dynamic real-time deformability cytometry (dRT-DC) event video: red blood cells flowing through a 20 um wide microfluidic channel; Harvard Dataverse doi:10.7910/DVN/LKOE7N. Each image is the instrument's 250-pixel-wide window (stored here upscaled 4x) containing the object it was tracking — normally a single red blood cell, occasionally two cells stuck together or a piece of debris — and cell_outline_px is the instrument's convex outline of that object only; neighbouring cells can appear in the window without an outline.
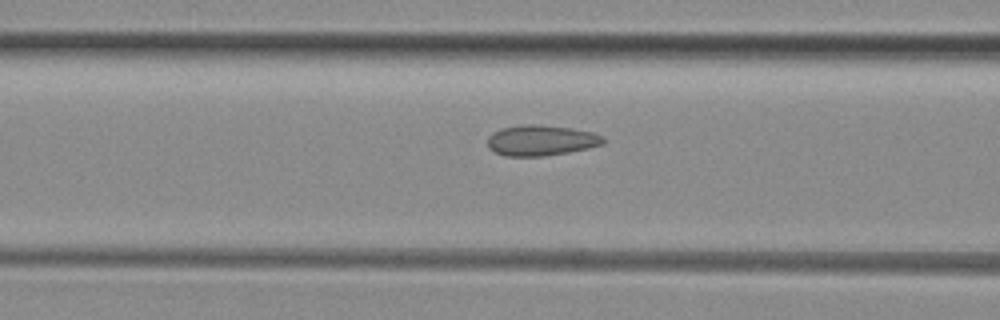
{"species": "common noctule bat (a hibernating species)", "species_latin": "Nyctalus noctula", "temperature_condition": "room temperature", "stored_images_in_passage": 16, "camera_frame_rate_fps": 3000, "um_per_image_px": 0.085, "animal": {"sex": "female", "body_mass_g": 29.2, "forearm_length_mm": 56.3}, "frame": {"image": 1, "passage_image": 14, "time_ms": 4.333, "image_size_px": [1000, 320], "cell_outline_px": [[604, 144], [588, 148], [568, 152], [544, 156], [504, 156], [488, 148], [488, 136], [492, 132], [500, 128], [524, 124], [536, 124], [572, 128], [592, 132], [604, 136]], "centroid_in_image_um": [45.98, 11.92], "position_along_channel_um": 120.6, "area_um2": 20.75}}